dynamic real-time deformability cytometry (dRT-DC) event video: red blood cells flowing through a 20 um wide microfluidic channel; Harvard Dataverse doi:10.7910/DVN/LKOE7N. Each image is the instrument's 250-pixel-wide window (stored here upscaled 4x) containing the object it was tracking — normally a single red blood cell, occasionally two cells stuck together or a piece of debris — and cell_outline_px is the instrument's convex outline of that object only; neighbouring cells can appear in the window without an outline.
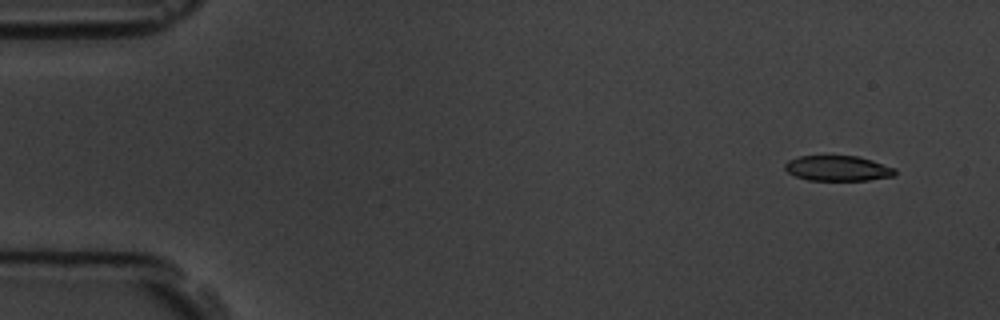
{"species": "common noctule bat (a hibernating species)", "species_latin": "Nyctalus noctula", "temperature_condition": "room temperature", "stored_images_in_passage": 5, "camera_frame_rate_fps": 3000, "um_per_image_px": 0.085, "animal": {"sex": "male", "body_mass_g": 19.5, "forearm_length_mm": 54.6}, "frame": {"image": 1, "passage_image": 1, "time_ms": 0.0, "image_size_px": [1000, 320], "cell_outline_px": [[896, 172], [892, 176], [868, 180], [808, 180], [796, 176], [788, 172], [784, 168], [784, 164], [788, 160], [800, 156], [856, 156], [872, 160], [896, 168]], "centroid_in_image_um": [71.2, 14.3], "position_along_channel_um": 13.8, "area_um2": 16.13}}
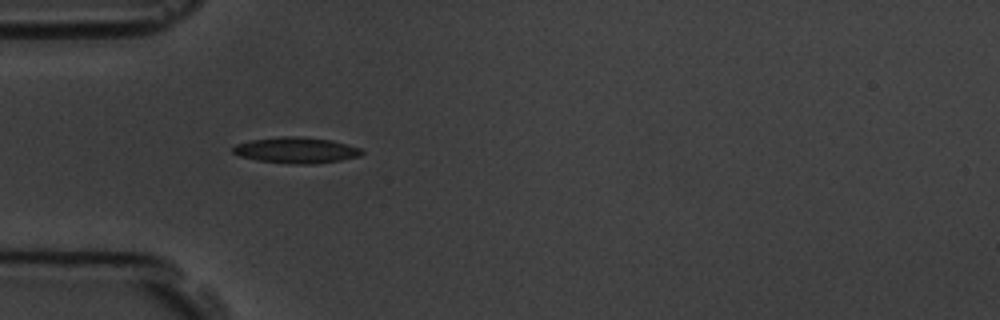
{"frame": {"image": 2, "passage_image": 4, "time_ms": 4.333, "image_size_px": [1000, 320], "cell_outline_px": [[364, 152], [360, 156], [340, 160], [312, 164], [292, 164], [256, 160], [240, 156], [232, 152], [232, 148], [236, 144], [248, 140], [280, 136], [300, 136], [332, 140], [348, 144], [360, 148]], "centroid_in_image_um": [25.16, 12.76], "position_along_channel_um": 59.8, "area_um2": 19.65}}
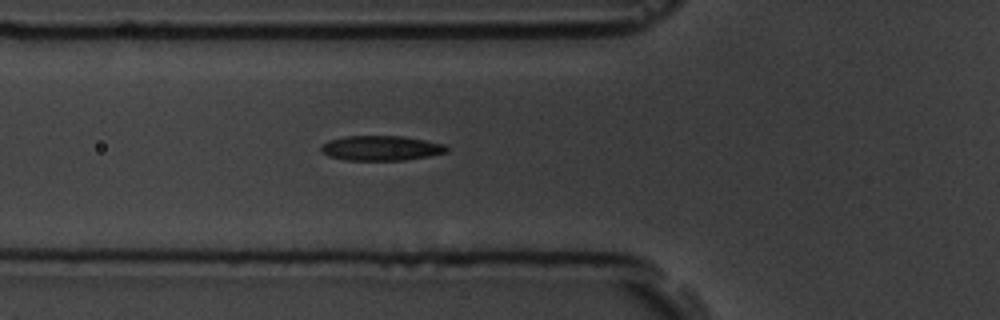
{"frame": {"image": 3, "passage_image": 5, "time_ms": 5.333, "image_size_px": [1000, 320], "cell_outline_px": [[448, 152], [428, 156], [404, 160], [348, 160], [328, 156], [320, 148], [328, 140], [344, 136], [404, 136], [444, 144], [448, 148]], "centroid_in_image_um": [32.4, 12.58], "position_along_channel_um": 93.4, "area_um2": 18.09}}